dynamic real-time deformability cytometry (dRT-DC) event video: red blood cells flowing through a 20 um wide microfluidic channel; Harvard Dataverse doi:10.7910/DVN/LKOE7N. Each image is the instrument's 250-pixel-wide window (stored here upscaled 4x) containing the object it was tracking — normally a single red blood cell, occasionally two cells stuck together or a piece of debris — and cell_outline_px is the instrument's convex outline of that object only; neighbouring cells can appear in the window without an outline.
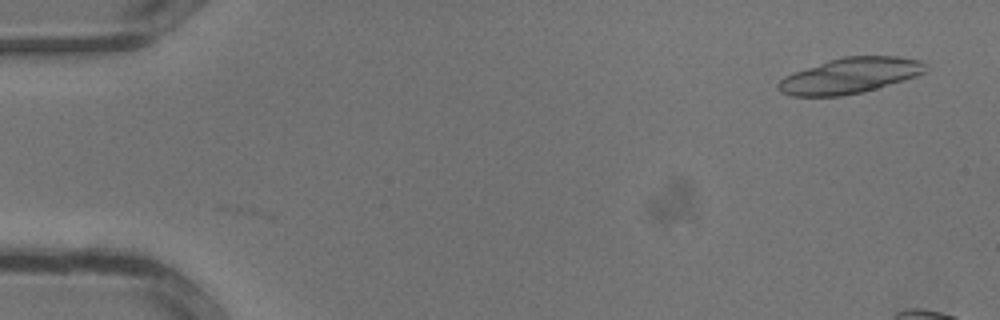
{"species": "common noctule bat (a hibernating species)", "species_latin": "Nyctalus noctula", "temperature_condition": "warm", "stored_images_in_passage": 6, "camera_frame_rate_fps": 3000, "um_per_image_px": 0.085, "animal": {"sex": "male", "body_mass_g": 13.3}, "frame": {"image": 1, "passage_image": 1, "time_ms": 0.0, "image_size_px": [1000, 320], "cell_outline_px": [[924, 72], [916, 76], [864, 92], [840, 96], [792, 96], [780, 92], [776, 88], [776, 84], [784, 76], [792, 72], [828, 60], [844, 56], [900, 56], [920, 60], [924, 64]], "centroid_in_image_um": [72.18, 6.43], "position_along_channel_um": 12.8, "area_um2": 30.58}}